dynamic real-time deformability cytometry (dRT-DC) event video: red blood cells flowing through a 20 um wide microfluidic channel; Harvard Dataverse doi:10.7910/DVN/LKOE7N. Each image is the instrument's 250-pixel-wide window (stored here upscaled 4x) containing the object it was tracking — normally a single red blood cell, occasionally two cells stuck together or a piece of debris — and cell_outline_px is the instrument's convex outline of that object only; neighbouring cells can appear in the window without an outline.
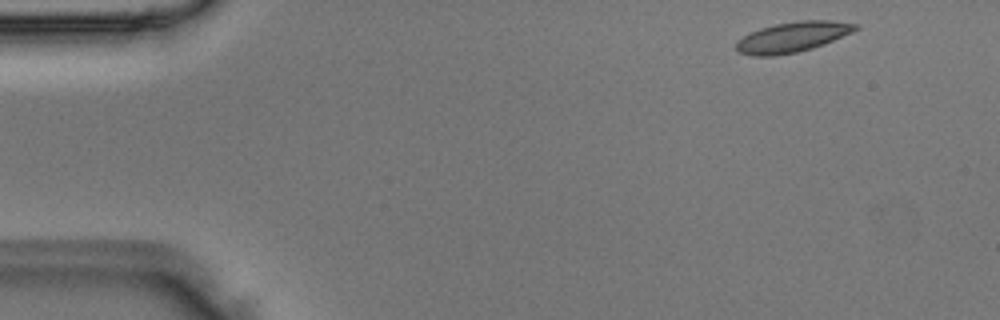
{"species": "Egyptian fruit bat (a non-hibernating species)", "species_latin": "Rousettus aegyptiacus", "temperature_condition": "room temperature", "stored_images_in_passage": 3, "camera_frame_rate_fps": 3000, "um_per_image_px": 0.085, "animal": {"sex": "male"}, "frame": {"image": 1, "passage_image": 1, "time_ms": 0.0, "image_size_px": [1000, 320], "cell_outline_px": [[860, 28], [852, 32], [824, 44], [812, 48], [796, 52], [772, 56], [752, 56], [740, 52], [736, 48], [736, 40], [760, 28], [776, 24], [800, 20], [828, 20], [860, 24]], "centroid_in_image_um": [67.38, 3.14], "position_along_channel_um": 17.6, "area_um2": 20.92}}